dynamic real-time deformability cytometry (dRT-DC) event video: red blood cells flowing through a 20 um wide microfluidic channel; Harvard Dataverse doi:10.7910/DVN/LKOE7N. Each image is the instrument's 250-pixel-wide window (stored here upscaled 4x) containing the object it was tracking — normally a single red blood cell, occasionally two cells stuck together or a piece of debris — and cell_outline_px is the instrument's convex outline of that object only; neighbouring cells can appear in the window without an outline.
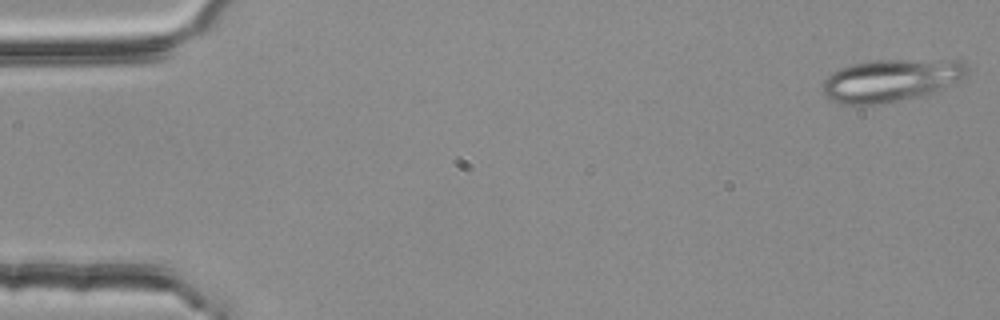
{"species": "common noctule bat (a hibernating species)", "species_latin": "Nyctalus noctula", "temperature_condition": "room temperature", "stored_images_in_passage": 4, "camera_frame_rate_fps": 3000, "um_per_image_px": 0.085, "animal": {"sex": "female", "body_mass_g": 25.1}, "frame": {"image": 1, "passage_image": 1, "time_ms": 0.0, "image_size_px": [1000, 320], "cell_outline_px": [[968, 72], [964, 76], [944, 88], [936, 92], [924, 96], [884, 104], [840, 104], [828, 100], [820, 92], [824, 80], [832, 72], [840, 68], [852, 64], [876, 60], [964, 60], [968, 64]], "centroid_in_image_um": [75.71, 6.84], "position_along_channel_um": 9.3, "area_um2": 36.36}}